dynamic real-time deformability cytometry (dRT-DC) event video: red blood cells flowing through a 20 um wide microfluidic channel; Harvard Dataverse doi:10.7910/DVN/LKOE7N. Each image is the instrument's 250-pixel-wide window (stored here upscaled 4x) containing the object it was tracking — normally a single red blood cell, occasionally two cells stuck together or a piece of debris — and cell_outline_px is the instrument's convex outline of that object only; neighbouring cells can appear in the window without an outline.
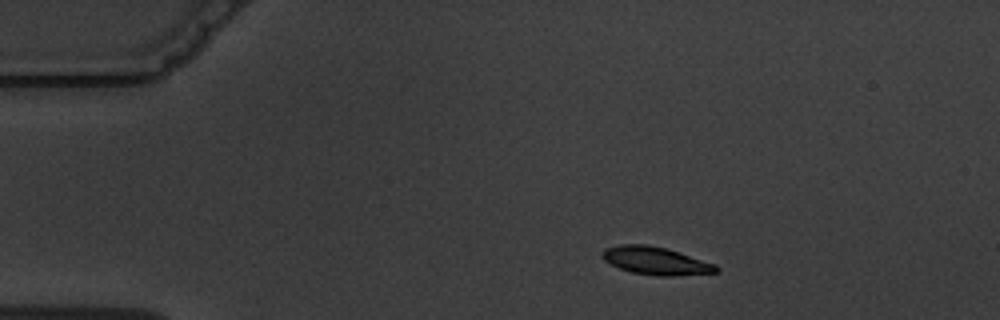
{"species": "common noctule bat (a hibernating species)", "species_latin": "Nyctalus noctula", "temperature_condition": "warm", "stored_images_in_passage": 4, "camera_frame_rate_fps": 3000, "um_per_image_px": 0.085, "animal": {"sex": "male", "body_mass_g": 19.5, "forearm_length_mm": 54.6}, "frame": {"image": 1, "passage_image": 2, "time_ms": 1.333, "image_size_px": [1000, 320], "cell_outline_px": [[720, 268], [716, 272], [672, 276], [660, 276], [632, 272], [620, 268], [604, 260], [600, 256], [600, 252], [604, 248], [620, 244], [648, 244], [664, 248], [716, 264]], "centroid_in_image_um": [55.69, 22.16], "position_along_channel_um": 29.3, "area_um2": 18.32}}